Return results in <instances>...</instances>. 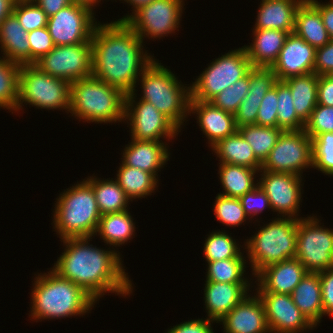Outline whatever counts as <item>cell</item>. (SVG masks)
<instances>
[{"mask_svg": "<svg viewBox=\"0 0 333 333\" xmlns=\"http://www.w3.org/2000/svg\"><path fill=\"white\" fill-rule=\"evenodd\" d=\"M91 43L92 76L124 94L135 92L138 75L154 58L143 52V41L134 30L126 22L98 23Z\"/></svg>", "mask_w": 333, "mask_h": 333, "instance_id": "6da1fadb", "label": "cell"}, {"mask_svg": "<svg viewBox=\"0 0 333 333\" xmlns=\"http://www.w3.org/2000/svg\"><path fill=\"white\" fill-rule=\"evenodd\" d=\"M90 239H62L65 251L51 269L80 286L96 302L107 292L122 296L132 293L133 286L122 266L120 254L115 250L93 247L88 242Z\"/></svg>", "mask_w": 333, "mask_h": 333, "instance_id": "7a4b0ae2", "label": "cell"}, {"mask_svg": "<svg viewBox=\"0 0 333 333\" xmlns=\"http://www.w3.org/2000/svg\"><path fill=\"white\" fill-rule=\"evenodd\" d=\"M48 273V274H47ZM35 277L32 289V319H58L85 315L96 301L80 286L53 269Z\"/></svg>", "mask_w": 333, "mask_h": 333, "instance_id": "3957f363", "label": "cell"}, {"mask_svg": "<svg viewBox=\"0 0 333 333\" xmlns=\"http://www.w3.org/2000/svg\"><path fill=\"white\" fill-rule=\"evenodd\" d=\"M125 95L94 76L70 85L69 112L78 119L97 123L124 121Z\"/></svg>", "mask_w": 333, "mask_h": 333, "instance_id": "277c9868", "label": "cell"}, {"mask_svg": "<svg viewBox=\"0 0 333 333\" xmlns=\"http://www.w3.org/2000/svg\"><path fill=\"white\" fill-rule=\"evenodd\" d=\"M55 206L54 229L61 240L96 234L101 214L93 188L85 180L64 190Z\"/></svg>", "mask_w": 333, "mask_h": 333, "instance_id": "5b68a950", "label": "cell"}, {"mask_svg": "<svg viewBox=\"0 0 333 333\" xmlns=\"http://www.w3.org/2000/svg\"><path fill=\"white\" fill-rule=\"evenodd\" d=\"M140 76L141 100L153 104L180 129L187 113L189 115L190 86L181 85L176 76L155 59Z\"/></svg>", "mask_w": 333, "mask_h": 333, "instance_id": "8992f818", "label": "cell"}, {"mask_svg": "<svg viewBox=\"0 0 333 333\" xmlns=\"http://www.w3.org/2000/svg\"><path fill=\"white\" fill-rule=\"evenodd\" d=\"M245 242L252 275L266 266L295 258L297 219L278 217Z\"/></svg>", "mask_w": 333, "mask_h": 333, "instance_id": "52a82bcc", "label": "cell"}, {"mask_svg": "<svg viewBox=\"0 0 333 333\" xmlns=\"http://www.w3.org/2000/svg\"><path fill=\"white\" fill-rule=\"evenodd\" d=\"M70 85L66 80L47 74L35 64L21 65L16 111L26 103L41 109H65L69 112Z\"/></svg>", "mask_w": 333, "mask_h": 333, "instance_id": "ba28073f", "label": "cell"}, {"mask_svg": "<svg viewBox=\"0 0 333 333\" xmlns=\"http://www.w3.org/2000/svg\"><path fill=\"white\" fill-rule=\"evenodd\" d=\"M252 68L244 47L218 57L190 86L191 99L210 101L237 80L245 77Z\"/></svg>", "mask_w": 333, "mask_h": 333, "instance_id": "9c48e42d", "label": "cell"}, {"mask_svg": "<svg viewBox=\"0 0 333 333\" xmlns=\"http://www.w3.org/2000/svg\"><path fill=\"white\" fill-rule=\"evenodd\" d=\"M319 222L313 216L297 219L295 258L312 273L333 268V230Z\"/></svg>", "mask_w": 333, "mask_h": 333, "instance_id": "30bf717a", "label": "cell"}, {"mask_svg": "<svg viewBox=\"0 0 333 333\" xmlns=\"http://www.w3.org/2000/svg\"><path fill=\"white\" fill-rule=\"evenodd\" d=\"M313 168L312 138L302 130H285L268 154L261 170L302 176L304 168Z\"/></svg>", "mask_w": 333, "mask_h": 333, "instance_id": "8fae6325", "label": "cell"}, {"mask_svg": "<svg viewBox=\"0 0 333 333\" xmlns=\"http://www.w3.org/2000/svg\"><path fill=\"white\" fill-rule=\"evenodd\" d=\"M183 1L154 0L117 21L126 22L142 41L146 37L160 39L179 27Z\"/></svg>", "mask_w": 333, "mask_h": 333, "instance_id": "7c38bea8", "label": "cell"}, {"mask_svg": "<svg viewBox=\"0 0 333 333\" xmlns=\"http://www.w3.org/2000/svg\"><path fill=\"white\" fill-rule=\"evenodd\" d=\"M135 92L125 95L124 119L130 121L131 137L137 141H159L174 138L179 128L157 108L144 100L135 101Z\"/></svg>", "mask_w": 333, "mask_h": 333, "instance_id": "4fadbf2b", "label": "cell"}, {"mask_svg": "<svg viewBox=\"0 0 333 333\" xmlns=\"http://www.w3.org/2000/svg\"><path fill=\"white\" fill-rule=\"evenodd\" d=\"M35 65L47 74L70 84L92 76V43L57 46Z\"/></svg>", "mask_w": 333, "mask_h": 333, "instance_id": "5bb4252c", "label": "cell"}, {"mask_svg": "<svg viewBox=\"0 0 333 333\" xmlns=\"http://www.w3.org/2000/svg\"><path fill=\"white\" fill-rule=\"evenodd\" d=\"M93 11L83 5L71 3L48 18L47 29L54 45H75L91 42L97 21Z\"/></svg>", "mask_w": 333, "mask_h": 333, "instance_id": "9a60e30c", "label": "cell"}, {"mask_svg": "<svg viewBox=\"0 0 333 333\" xmlns=\"http://www.w3.org/2000/svg\"><path fill=\"white\" fill-rule=\"evenodd\" d=\"M258 185L269 198L271 209L282 217L298 219L297 212L301 202L302 178L295 174L276 173L260 170ZM297 214V215H296ZM296 216V217H295Z\"/></svg>", "mask_w": 333, "mask_h": 333, "instance_id": "2e32d148", "label": "cell"}, {"mask_svg": "<svg viewBox=\"0 0 333 333\" xmlns=\"http://www.w3.org/2000/svg\"><path fill=\"white\" fill-rule=\"evenodd\" d=\"M263 302L270 333H299L314 327L290 294L257 292Z\"/></svg>", "mask_w": 333, "mask_h": 333, "instance_id": "e0dca14e", "label": "cell"}, {"mask_svg": "<svg viewBox=\"0 0 333 333\" xmlns=\"http://www.w3.org/2000/svg\"><path fill=\"white\" fill-rule=\"evenodd\" d=\"M315 51L295 32L289 33L277 61L271 67L277 80L284 81L314 72Z\"/></svg>", "mask_w": 333, "mask_h": 333, "instance_id": "ac0fdd59", "label": "cell"}, {"mask_svg": "<svg viewBox=\"0 0 333 333\" xmlns=\"http://www.w3.org/2000/svg\"><path fill=\"white\" fill-rule=\"evenodd\" d=\"M248 296L219 321L225 333H270L262 300L258 294Z\"/></svg>", "mask_w": 333, "mask_h": 333, "instance_id": "d6986e66", "label": "cell"}, {"mask_svg": "<svg viewBox=\"0 0 333 333\" xmlns=\"http://www.w3.org/2000/svg\"><path fill=\"white\" fill-rule=\"evenodd\" d=\"M307 273L296 258L270 264L254 276L259 282L257 292L291 294Z\"/></svg>", "mask_w": 333, "mask_h": 333, "instance_id": "ffe728a7", "label": "cell"}, {"mask_svg": "<svg viewBox=\"0 0 333 333\" xmlns=\"http://www.w3.org/2000/svg\"><path fill=\"white\" fill-rule=\"evenodd\" d=\"M196 113L198 125L214 146L219 140L234 134L238 129L234 114L214 106L209 101L192 100L189 102V114Z\"/></svg>", "mask_w": 333, "mask_h": 333, "instance_id": "44dd1931", "label": "cell"}, {"mask_svg": "<svg viewBox=\"0 0 333 333\" xmlns=\"http://www.w3.org/2000/svg\"><path fill=\"white\" fill-rule=\"evenodd\" d=\"M249 287V283L206 281L204 299L208 318L219 323L248 294Z\"/></svg>", "mask_w": 333, "mask_h": 333, "instance_id": "7402d4cb", "label": "cell"}, {"mask_svg": "<svg viewBox=\"0 0 333 333\" xmlns=\"http://www.w3.org/2000/svg\"><path fill=\"white\" fill-rule=\"evenodd\" d=\"M160 141H137L132 139L123 151L122 164L139 168L158 178L157 171L169 160L168 148Z\"/></svg>", "mask_w": 333, "mask_h": 333, "instance_id": "603a6c76", "label": "cell"}, {"mask_svg": "<svg viewBox=\"0 0 333 333\" xmlns=\"http://www.w3.org/2000/svg\"><path fill=\"white\" fill-rule=\"evenodd\" d=\"M253 35L254 42L244 46L252 67L271 68L289 33L275 29H253Z\"/></svg>", "mask_w": 333, "mask_h": 333, "instance_id": "cb8c5ba5", "label": "cell"}, {"mask_svg": "<svg viewBox=\"0 0 333 333\" xmlns=\"http://www.w3.org/2000/svg\"><path fill=\"white\" fill-rule=\"evenodd\" d=\"M304 0H264L260 4L254 29L294 32L295 14Z\"/></svg>", "mask_w": 333, "mask_h": 333, "instance_id": "d4e9b609", "label": "cell"}, {"mask_svg": "<svg viewBox=\"0 0 333 333\" xmlns=\"http://www.w3.org/2000/svg\"><path fill=\"white\" fill-rule=\"evenodd\" d=\"M290 295L302 314L316 327L324 315L320 272H308Z\"/></svg>", "mask_w": 333, "mask_h": 333, "instance_id": "484cf974", "label": "cell"}, {"mask_svg": "<svg viewBox=\"0 0 333 333\" xmlns=\"http://www.w3.org/2000/svg\"><path fill=\"white\" fill-rule=\"evenodd\" d=\"M1 52L9 61L19 65L30 64V46L28 32L12 13L0 24Z\"/></svg>", "mask_w": 333, "mask_h": 333, "instance_id": "4316f807", "label": "cell"}, {"mask_svg": "<svg viewBox=\"0 0 333 333\" xmlns=\"http://www.w3.org/2000/svg\"><path fill=\"white\" fill-rule=\"evenodd\" d=\"M294 32L315 49L331 40L320 11L309 0H304L297 8Z\"/></svg>", "mask_w": 333, "mask_h": 333, "instance_id": "83f0119b", "label": "cell"}, {"mask_svg": "<svg viewBox=\"0 0 333 333\" xmlns=\"http://www.w3.org/2000/svg\"><path fill=\"white\" fill-rule=\"evenodd\" d=\"M212 150L220 158V163L242 165L261 170L262 163L254 155L252 147L237 130L234 134L219 140Z\"/></svg>", "mask_w": 333, "mask_h": 333, "instance_id": "f1b7e54d", "label": "cell"}, {"mask_svg": "<svg viewBox=\"0 0 333 333\" xmlns=\"http://www.w3.org/2000/svg\"><path fill=\"white\" fill-rule=\"evenodd\" d=\"M284 82L289 86L297 115L306 122L318 104V75L312 72L290 77Z\"/></svg>", "mask_w": 333, "mask_h": 333, "instance_id": "f546056e", "label": "cell"}, {"mask_svg": "<svg viewBox=\"0 0 333 333\" xmlns=\"http://www.w3.org/2000/svg\"><path fill=\"white\" fill-rule=\"evenodd\" d=\"M135 223L128 210L101 215L96 234L110 246H120L132 239Z\"/></svg>", "mask_w": 333, "mask_h": 333, "instance_id": "4dcf8cb0", "label": "cell"}, {"mask_svg": "<svg viewBox=\"0 0 333 333\" xmlns=\"http://www.w3.org/2000/svg\"><path fill=\"white\" fill-rule=\"evenodd\" d=\"M257 172L259 170L250 167L221 163L218 173L224 192L219 194L240 198L258 186V183H254V175Z\"/></svg>", "mask_w": 333, "mask_h": 333, "instance_id": "1f68e13d", "label": "cell"}, {"mask_svg": "<svg viewBox=\"0 0 333 333\" xmlns=\"http://www.w3.org/2000/svg\"><path fill=\"white\" fill-rule=\"evenodd\" d=\"M85 181L93 188L100 214L125 211L130 198L115 180L89 177Z\"/></svg>", "mask_w": 333, "mask_h": 333, "instance_id": "d6a6232c", "label": "cell"}, {"mask_svg": "<svg viewBox=\"0 0 333 333\" xmlns=\"http://www.w3.org/2000/svg\"><path fill=\"white\" fill-rule=\"evenodd\" d=\"M117 172L115 180L131 201L133 198H144L147 195H152L151 193L157 187L158 179L153 174L139 168L120 164Z\"/></svg>", "mask_w": 333, "mask_h": 333, "instance_id": "836d02e7", "label": "cell"}, {"mask_svg": "<svg viewBox=\"0 0 333 333\" xmlns=\"http://www.w3.org/2000/svg\"><path fill=\"white\" fill-rule=\"evenodd\" d=\"M238 131L252 147L256 158L263 163L284 130L253 124L238 128Z\"/></svg>", "mask_w": 333, "mask_h": 333, "instance_id": "e575fe53", "label": "cell"}, {"mask_svg": "<svg viewBox=\"0 0 333 333\" xmlns=\"http://www.w3.org/2000/svg\"><path fill=\"white\" fill-rule=\"evenodd\" d=\"M20 66L4 56L0 57V108L16 111Z\"/></svg>", "mask_w": 333, "mask_h": 333, "instance_id": "d590c367", "label": "cell"}, {"mask_svg": "<svg viewBox=\"0 0 333 333\" xmlns=\"http://www.w3.org/2000/svg\"><path fill=\"white\" fill-rule=\"evenodd\" d=\"M244 258H231L225 260L211 261L208 263L206 281L225 283H249L244 278L245 262Z\"/></svg>", "mask_w": 333, "mask_h": 333, "instance_id": "8d00e7d4", "label": "cell"}, {"mask_svg": "<svg viewBox=\"0 0 333 333\" xmlns=\"http://www.w3.org/2000/svg\"><path fill=\"white\" fill-rule=\"evenodd\" d=\"M204 254L207 262L231 258H245L240 252L236 240L226 232L216 231L208 235L204 244Z\"/></svg>", "mask_w": 333, "mask_h": 333, "instance_id": "74e56055", "label": "cell"}, {"mask_svg": "<svg viewBox=\"0 0 333 333\" xmlns=\"http://www.w3.org/2000/svg\"><path fill=\"white\" fill-rule=\"evenodd\" d=\"M277 121L278 128L285 130H302L305 122L297 115L289 86L277 80Z\"/></svg>", "mask_w": 333, "mask_h": 333, "instance_id": "f35d334b", "label": "cell"}, {"mask_svg": "<svg viewBox=\"0 0 333 333\" xmlns=\"http://www.w3.org/2000/svg\"><path fill=\"white\" fill-rule=\"evenodd\" d=\"M249 91V73L240 80H237L233 85L221 91L218 95L212 98L211 102L214 106L235 114L240 103L244 100Z\"/></svg>", "mask_w": 333, "mask_h": 333, "instance_id": "ab89813d", "label": "cell"}, {"mask_svg": "<svg viewBox=\"0 0 333 333\" xmlns=\"http://www.w3.org/2000/svg\"><path fill=\"white\" fill-rule=\"evenodd\" d=\"M214 214L218 221L227 226H239L248 218L239 198L218 194L214 205Z\"/></svg>", "mask_w": 333, "mask_h": 333, "instance_id": "60d3db41", "label": "cell"}, {"mask_svg": "<svg viewBox=\"0 0 333 333\" xmlns=\"http://www.w3.org/2000/svg\"><path fill=\"white\" fill-rule=\"evenodd\" d=\"M313 168L333 176V132L312 139Z\"/></svg>", "mask_w": 333, "mask_h": 333, "instance_id": "b9f144b4", "label": "cell"}, {"mask_svg": "<svg viewBox=\"0 0 333 333\" xmlns=\"http://www.w3.org/2000/svg\"><path fill=\"white\" fill-rule=\"evenodd\" d=\"M13 14L27 32L46 27L49 18L35 2L15 3Z\"/></svg>", "mask_w": 333, "mask_h": 333, "instance_id": "7bdbcfd3", "label": "cell"}, {"mask_svg": "<svg viewBox=\"0 0 333 333\" xmlns=\"http://www.w3.org/2000/svg\"><path fill=\"white\" fill-rule=\"evenodd\" d=\"M304 130L312 139L318 134L333 132V107L317 104Z\"/></svg>", "mask_w": 333, "mask_h": 333, "instance_id": "ee69618b", "label": "cell"}, {"mask_svg": "<svg viewBox=\"0 0 333 333\" xmlns=\"http://www.w3.org/2000/svg\"><path fill=\"white\" fill-rule=\"evenodd\" d=\"M277 81L271 68L253 67L249 72V91L252 96L264 97Z\"/></svg>", "mask_w": 333, "mask_h": 333, "instance_id": "f6af8a7d", "label": "cell"}, {"mask_svg": "<svg viewBox=\"0 0 333 333\" xmlns=\"http://www.w3.org/2000/svg\"><path fill=\"white\" fill-rule=\"evenodd\" d=\"M277 81L263 97L256 118V124L267 127H278L277 121Z\"/></svg>", "mask_w": 333, "mask_h": 333, "instance_id": "bcb514c9", "label": "cell"}, {"mask_svg": "<svg viewBox=\"0 0 333 333\" xmlns=\"http://www.w3.org/2000/svg\"><path fill=\"white\" fill-rule=\"evenodd\" d=\"M30 46V64H35L54 48V43L47 27L28 32Z\"/></svg>", "mask_w": 333, "mask_h": 333, "instance_id": "7dc6e473", "label": "cell"}, {"mask_svg": "<svg viewBox=\"0 0 333 333\" xmlns=\"http://www.w3.org/2000/svg\"><path fill=\"white\" fill-rule=\"evenodd\" d=\"M262 99L263 97L252 96L250 93L246 95L234 114L237 129L256 124L258 109Z\"/></svg>", "mask_w": 333, "mask_h": 333, "instance_id": "c3c4849f", "label": "cell"}, {"mask_svg": "<svg viewBox=\"0 0 333 333\" xmlns=\"http://www.w3.org/2000/svg\"><path fill=\"white\" fill-rule=\"evenodd\" d=\"M239 200L245 214L250 218L255 216V214L257 215L258 213H261L266 207L271 209L269 198L259 185L253 190L245 193L239 198Z\"/></svg>", "mask_w": 333, "mask_h": 333, "instance_id": "681fc988", "label": "cell"}, {"mask_svg": "<svg viewBox=\"0 0 333 333\" xmlns=\"http://www.w3.org/2000/svg\"><path fill=\"white\" fill-rule=\"evenodd\" d=\"M314 73L318 76L333 74V39L316 49Z\"/></svg>", "mask_w": 333, "mask_h": 333, "instance_id": "f907efd6", "label": "cell"}, {"mask_svg": "<svg viewBox=\"0 0 333 333\" xmlns=\"http://www.w3.org/2000/svg\"><path fill=\"white\" fill-rule=\"evenodd\" d=\"M324 315L333 316V268L320 272Z\"/></svg>", "mask_w": 333, "mask_h": 333, "instance_id": "816d5d0a", "label": "cell"}, {"mask_svg": "<svg viewBox=\"0 0 333 333\" xmlns=\"http://www.w3.org/2000/svg\"><path fill=\"white\" fill-rule=\"evenodd\" d=\"M211 322L213 323L214 320H210L209 318L206 320H190L173 326L167 333H214Z\"/></svg>", "mask_w": 333, "mask_h": 333, "instance_id": "f5cc1de1", "label": "cell"}, {"mask_svg": "<svg viewBox=\"0 0 333 333\" xmlns=\"http://www.w3.org/2000/svg\"><path fill=\"white\" fill-rule=\"evenodd\" d=\"M317 103L333 107V74L318 76Z\"/></svg>", "mask_w": 333, "mask_h": 333, "instance_id": "db71d44e", "label": "cell"}, {"mask_svg": "<svg viewBox=\"0 0 333 333\" xmlns=\"http://www.w3.org/2000/svg\"><path fill=\"white\" fill-rule=\"evenodd\" d=\"M319 11L322 17L323 25L325 26L330 39H333V0L328 3H320L317 0H309Z\"/></svg>", "mask_w": 333, "mask_h": 333, "instance_id": "11a10c76", "label": "cell"}, {"mask_svg": "<svg viewBox=\"0 0 333 333\" xmlns=\"http://www.w3.org/2000/svg\"><path fill=\"white\" fill-rule=\"evenodd\" d=\"M48 17L58 13L62 8L70 5L72 0H35L34 1Z\"/></svg>", "mask_w": 333, "mask_h": 333, "instance_id": "9f6ffc18", "label": "cell"}, {"mask_svg": "<svg viewBox=\"0 0 333 333\" xmlns=\"http://www.w3.org/2000/svg\"><path fill=\"white\" fill-rule=\"evenodd\" d=\"M14 0H0V24L10 14L13 13Z\"/></svg>", "mask_w": 333, "mask_h": 333, "instance_id": "6f0895ef", "label": "cell"}, {"mask_svg": "<svg viewBox=\"0 0 333 333\" xmlns=\"http://www.w3.org/2000/svg\"><path fill=\"white\" fill-rule=\"evenodd\" d=\"M127 3H130L129 5H132L134 7L133 13L138 10L140 7L148 5L154 0H124Z\"/></svg>", "mask_w": 333, "mask_h": 333, "instance_id": "680465c9", "label": "cell"}, {"mask_svg": "<svg viewBox=\"0 0 333 333\" xmlns=\"http://www.w3.org/2000/svg\"><path fill=\"white\" fill-rule=\"evenodd\" d=\"M101 0H72V2L86 6L93 11V6L99 3Z\"/></svg>", "mask_w": 333, "mask_h": 333, "instance_id": "91938a15", "label": "cell"}, {"mask_svg": "<svg viewBox=\"0 0 333 333\" xmlns=\"http://www.w3.org/2000/svg\"><path fill=\"white\" fill-rule=\"evenodd\" d=\"M15 3H19V2H34L35 0H14Z\"/></svg>", "mask_w": 333, "mask_h": 333, "instance_id": "94428289", "label": "cell"}]
</instances>
